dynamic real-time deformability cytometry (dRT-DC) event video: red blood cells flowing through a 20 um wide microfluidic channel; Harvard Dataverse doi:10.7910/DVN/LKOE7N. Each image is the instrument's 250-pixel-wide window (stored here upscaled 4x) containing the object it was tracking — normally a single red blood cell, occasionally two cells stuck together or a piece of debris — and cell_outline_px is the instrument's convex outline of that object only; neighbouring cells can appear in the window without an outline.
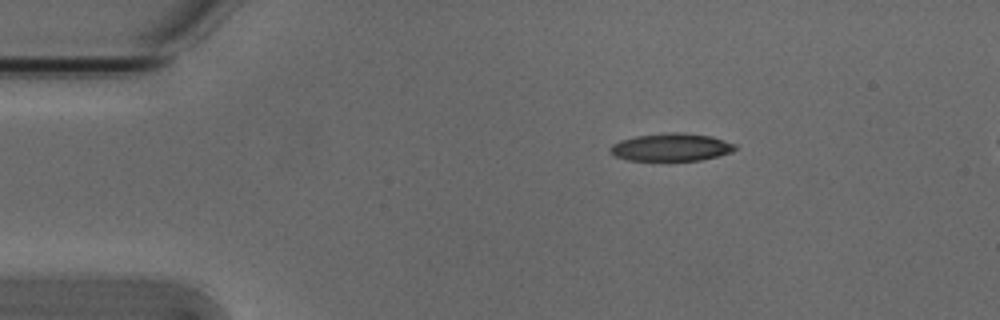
{"species": "Egyptian fruit bat (a non-hibernating species)", "species_latin": "Rousettus aegyptiacus", "temperature_condition": "cold", "stored_images_in_passage": 6, "camera_frame_rate_fps": 3000, "um_per_image_px": 0.085, "animal": {"sex": "male"}, "frame": {"image": 1, "passage_image": 6, "time_ms": 1.667, "image_size_px": [1000, 320], "cell_outline_px": [[736, 148], [732, 152], [700, 160], [628, 160], [616, 156], [608, 152], [608, 148], [612, 144], [620, 140], [636, 136], [668, 132], [684, 132], [712, 136], [736, 144]], "centroid_in_image_um": [57.03, 12.5], "position_along_channel_um": 28.0, "area_um2": 20.23}}